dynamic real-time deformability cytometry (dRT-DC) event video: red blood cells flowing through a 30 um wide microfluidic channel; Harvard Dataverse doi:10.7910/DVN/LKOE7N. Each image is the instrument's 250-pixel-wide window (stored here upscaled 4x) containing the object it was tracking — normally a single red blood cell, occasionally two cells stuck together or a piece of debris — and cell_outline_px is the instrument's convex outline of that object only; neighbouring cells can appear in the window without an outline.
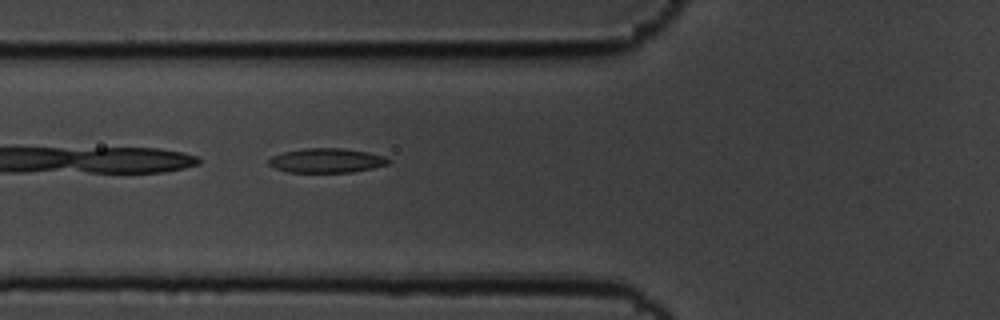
{"species": "common noctule bat (a hibernating species)", "species_latin": "Nyctalus noctula", "temperature_condition": "cold", "stored_images_in_passage": 38, "camera_frame_rate_fps": 3000, "um_per_image_px": 0.085, "animal": {"sex": "male", "body_mass_g": 19.5, "forearm_length_mm": 54.6}, "frame": {"image": 1, "passage_image": 4, "time_ms": 1.0, "image_size_px": [1000, 320], "cell_outline_px": [[392, 160], [388, 164], [372, 168], [352, 172], [288, 172], [276, 168], [268, 164], [268, 160], [272, 156], [284, 152], [304, 148], [344, 148], [368, 152], [384, 156]], "centroid_in_image_um": [27.78, 13.64], "position_along_channel_um": 98.0, "area_um2": 16.99}}
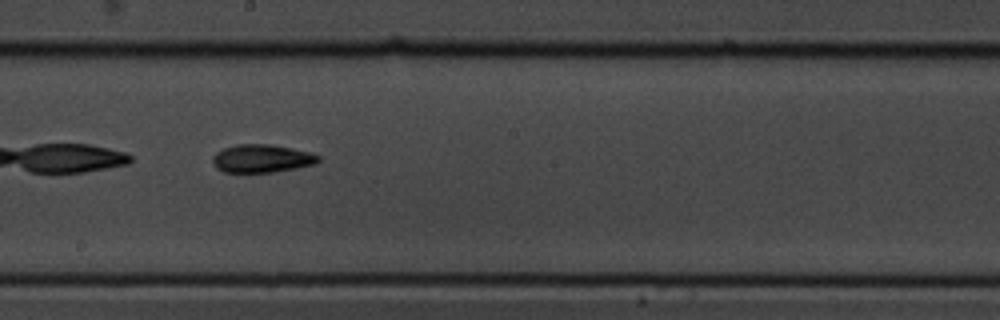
{"frame": {"image": 2, "passage_image": 15, "time_ms": 4.667, "image_size_px": [1000, 320], "cell_outline_px": [[320, 160], [316, 164], [296, 168], [272, 172], [224, 172], [216, 168], [212, 164], [212, 156], [216, 152], [224, 148], [236, 144], [268, 144], [292, 148], [308, 152], [320, 156]], "centroid_in_image_um": [22.23, 13.47], "position_along_channel_um": 226.0, "area_um2": 17.34}}
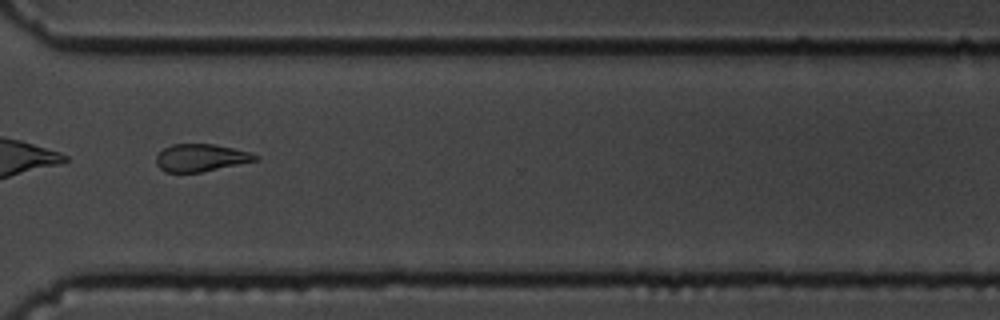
{"frame": {"image": 3, "passage_image": 26, "time_ms": 8.333, "image_size_px": [1000, 320], "cell_outline_px": [[260, 156], [256, 160], [200, 172], [164, 172], [156, 164], [156, 156], [164, 148], [172, 144], [212, 144], [232, 148], [248, 152]], "centroid_in_image_um": [17.02, 13.4], "position_along_channel_um": 353.6, "area_um2": 15.55}, "authors_computed_cell_mechanics": {"area_um2": 16.7909, "velocity_mm_per_s": 3.4757, "shape_relaxation_time_tau1_ms": 4.7691, "shape_relaxation_time_tau2_ms": null, "deformation_change_tau1": 0.1196, "deformation_change_tau2": null}}